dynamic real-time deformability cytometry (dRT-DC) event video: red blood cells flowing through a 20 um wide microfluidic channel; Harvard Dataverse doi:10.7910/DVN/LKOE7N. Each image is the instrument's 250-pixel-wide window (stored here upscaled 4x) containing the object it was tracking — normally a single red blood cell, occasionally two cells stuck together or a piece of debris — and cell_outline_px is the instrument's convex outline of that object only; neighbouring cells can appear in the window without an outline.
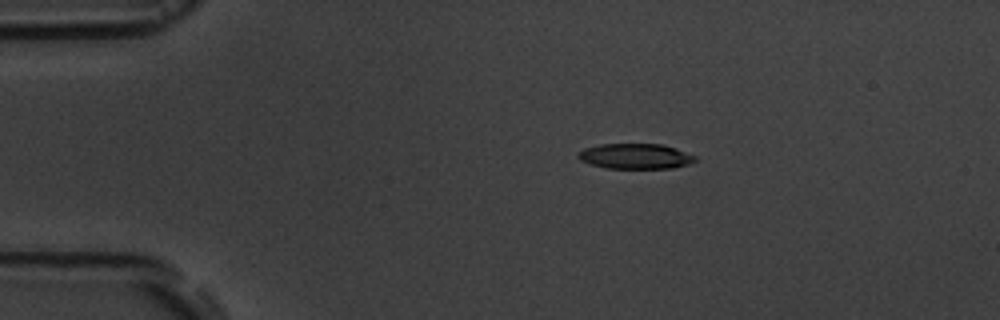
{"species": "common noctule bat (a hibernating species)", "species_latin": "Nyctalus noctula", "temperature_condition": "room temperature", "stored_images_in_passage": 4, "camera_frame_rate_fps": 3000, "um_per_image_px": 0.085, "animal": {"sex": "male", "body_mass_g": 19.5, "forearm_length_mm": 54.6}, "frame": {"image": 1, "passage_image": 2, "time_ms": 1.333, "image_size_px": [1000, 320], "cell_outline_px": [[696, 160], [688, 164], [672, 168], [608, 168], [592, 164], [580, 160], [576, 156], [584, 148], [600, 144], [664, 144], [676, 148], [696, 156]], "centroid_in_image_um": [54.02, 13.27], "position_along_channel_um": 31.0, "area_um2": 17.17}}